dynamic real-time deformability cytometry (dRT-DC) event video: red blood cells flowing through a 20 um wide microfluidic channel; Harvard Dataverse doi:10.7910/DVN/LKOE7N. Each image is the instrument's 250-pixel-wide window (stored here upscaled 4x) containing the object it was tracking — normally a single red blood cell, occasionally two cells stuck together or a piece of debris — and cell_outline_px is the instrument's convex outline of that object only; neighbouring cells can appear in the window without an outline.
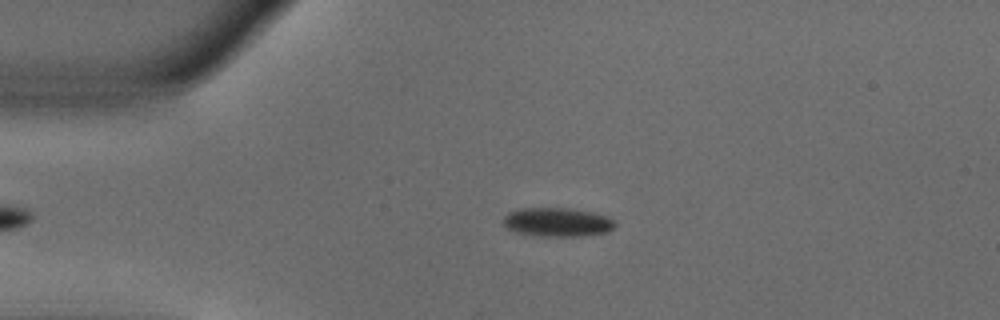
{"species": "common noctule bat (a hibernating species)", "species_latin": "Nyctalus noctula", "temperature_condition": "warm", "stored_images_in_passage": 39, "camera_frame_rate_fps": 3000, "um_per_image_px": 0.085, "animal": {"sex": "male", "body_mass_g": 18.8}, "frame": {"image": 1, "passage_image": 3, "time_ms": 0.667, "image_size_px": [1000, 320], "cell_outline_px": [[616, 224], [608, 232], [584, 236], [540, 236], [516, 232], [508, 228], [500, 220], [508, 212], [516, 208], [568, 208], [592, 212], [608, 216]], "centroid_in_image_um": [47.34, 18.87], "position_along_channel_um": 37.7, "area_um2": 18.96}}
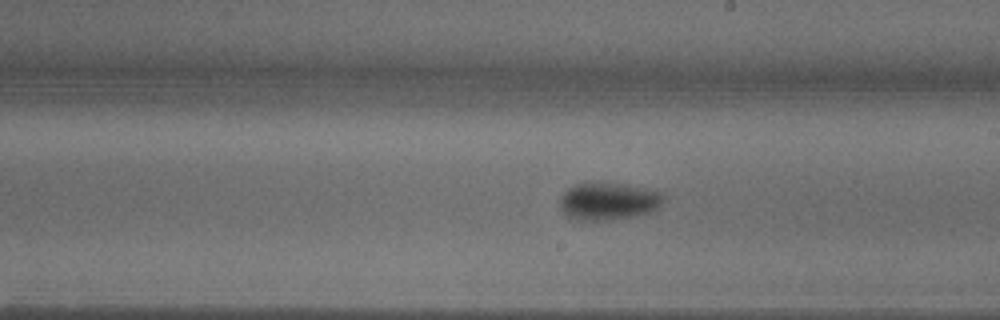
{"frame": {"image": 2, "passage_image": 21, "time_ms": 6.667, "image_size_px": [1000, 320], "cell_outline_px": [[660, 204], [656, 208], [648, 212], [632, 216], [612, 220], [576, 220], [568, 216], [560, 208], [560, 196], [568, 188], [576, 184], [616, 184], [660, 192]], "centroid_in_image_um": [51.6, 17.14], "position_along_channel_um": 237.4, "area_um2": 21.62}}
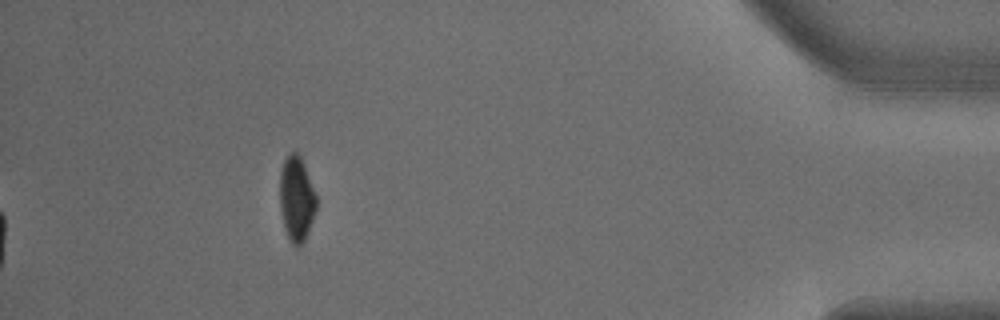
{"frame": {"image": 3, "passage_image": 39, "time_ms": 12.667, "image_size_px": [1000, 320], "cell_outline_px": [[316, 208], [308, 232], [304, 240], [296, 248], [288, 240], [284, 228], [280, 208], [280, 172], [284, 160], [288, 152], [296, 152], [300, 156], [304, 164], [316, 196]], "centroid_in_image_um": [25.18, 16.9], "position_along_channel_um": 410.0, "area_um2": 18.03}, "authors_computed_cell_mechanics": {"area_um2": 21.2704, "velocity_mm_per_s": 3.8247, "shape_relaxation_time_tau1_ms": 2.8962, "shape_relaxation_time_tau2_ms": null, "deformation_change_tau1": 0.1294, "deformation_change_tau2": null}}